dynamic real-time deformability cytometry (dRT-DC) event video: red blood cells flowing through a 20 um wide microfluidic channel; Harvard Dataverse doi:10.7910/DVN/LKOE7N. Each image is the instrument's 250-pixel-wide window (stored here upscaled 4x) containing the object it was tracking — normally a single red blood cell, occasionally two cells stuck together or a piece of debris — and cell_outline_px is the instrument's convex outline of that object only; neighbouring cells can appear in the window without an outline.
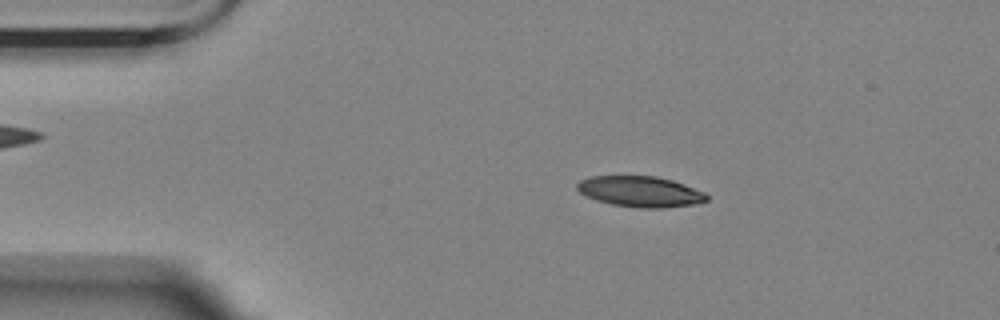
{"species": "Egyptian fruit bat (a non-hibernating species)", "species_latin": "Rousettus aegyptiacus", "temperature_condition": "room temperature", "stored_images_in_passage": 54, "camera_frame_rate_fps": 3000, "um_per_image_px": 0.085, "animal": {"sex": "female"}, "frame": {"image": 1, "passage_image": 9, "time_ms": 2.667, "image_size_px": [1000, 320], "cell_outline_px": [[708, 200], [692, 204], [660, 208], [640, 208], [612, 204], [596, 200], [580, 192], [576, 188], [576, 184], [580, 180], [592, 176], [656, 176], [672, 180], [684, 184], [704, 192], [708, 196]], "centroid_in_image_um": [54.41, 16.27], "position_along_channel_um": 30.6, "area_um2": 23.0}}
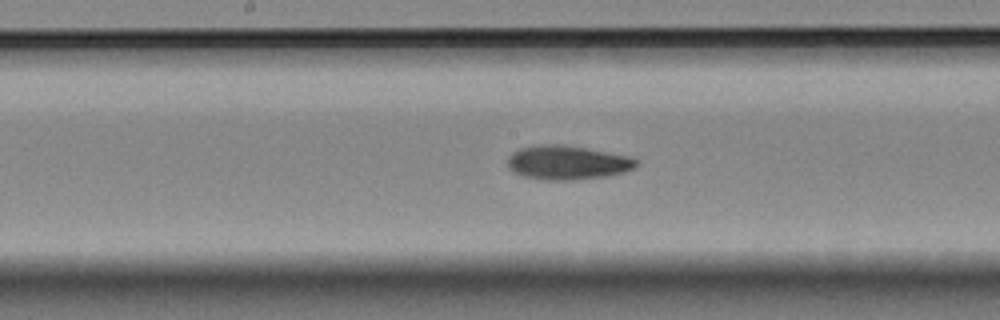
{"frame": {"image": 2, "passage_image": 27, "time_ms": 8.667, "image_size_px": [1000, 320], "cell_outline_px": [[640, 164], [636, 168], [624, 172], [608, 176], [572, 180], [544, 180], [512, 172], [508, 168], [508, 156], [512, 152], [520, 148], [540, 144], [556, 144], [584, 148], [632, 156], [640, 160]], "centroid_in_image_um": [48.28, 13.82], "position_along_channel_um": 199.9, "area_um2": 25.72}}
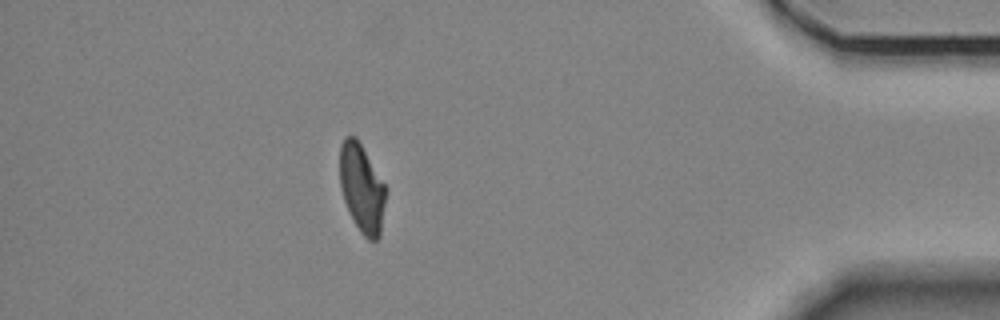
{"frame": {"image": 3, "passage_image": 48, "time_ms": 15.667, "image_size_px": [1000, 320], "cell_outline_px": [[384, 204], [380, 236], [376, 240], [368, 240], [360, 232], [344, 200], [340, 188], [340, 144], [344, 136], [356, 136], [384, 184]], "centroid_in_image_um": [30.72, 15.98], "position_along_channel_um": 404.5, "area_um2": 23.12}, "authors_computed_cell_mechanics": {"area_um2": 24.3627, "velocity_mm_per_s": 3.5788, "shape_relaxation_time_tau1_ms": 5.8391, "shape_relaxation_time_tau2_ms": 5.9967, "deformation_change_tau1": 0.1656, "deformation_change_tau2": 0.1253}}